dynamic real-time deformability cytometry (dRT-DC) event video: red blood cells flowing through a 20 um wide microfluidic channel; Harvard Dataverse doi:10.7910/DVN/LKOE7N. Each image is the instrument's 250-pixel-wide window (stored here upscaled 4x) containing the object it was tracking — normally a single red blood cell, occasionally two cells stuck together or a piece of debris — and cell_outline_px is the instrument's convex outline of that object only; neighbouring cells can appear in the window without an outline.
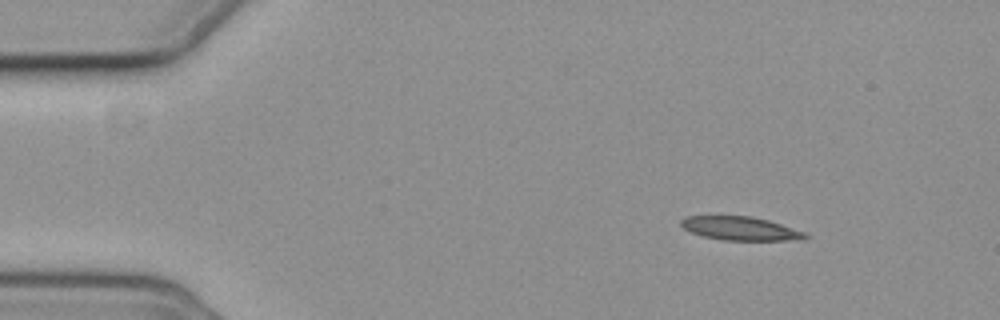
{"species": "common noctule bat (a hibernating species)", "species_latin": "Nyctalus noctula", "temperature_condition": "cold", "stored_images_in_passage": 2, "camera_frame_rate_fps": 3000, "um_per_image_px": 0.085, "animal": {"sex": "female", "body_mass_g": 19.3, "forearm_length_mm": 54.1}, "frame": {"image": 1, "passage_image": 1, "time_ms": 0.0, "image_size_px": [1000, 320], "cell_outline_px": [[808, 240], [720, 240], [704, 236], [692, 232], [684, 228], [680, 224], [680, 220], [684, 216], [752, 216], [768, 220], [804, 232], [808, 236]], "centroid_in_image_um": [62.93, 19.42], "position_along_channel_um": 22.1, "area_um2": 17.05}}